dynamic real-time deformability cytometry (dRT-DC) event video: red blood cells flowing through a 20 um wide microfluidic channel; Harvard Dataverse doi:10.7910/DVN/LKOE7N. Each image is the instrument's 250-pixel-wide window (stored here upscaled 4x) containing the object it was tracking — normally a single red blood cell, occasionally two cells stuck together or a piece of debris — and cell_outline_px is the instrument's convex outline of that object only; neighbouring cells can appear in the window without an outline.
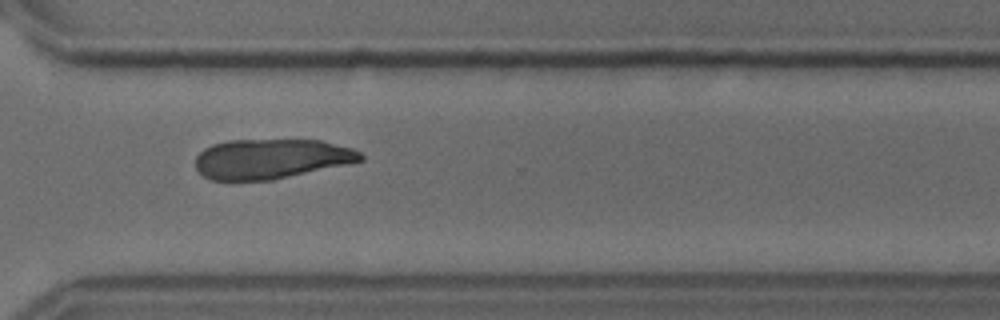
{"species": "common noctule bat (a hibernating species)", "species_latin": "Nyctalus noctula", "temperature_condition": "cold", "stored_images_in_passage": 29, "camera_frame_rate_fps": 3000, "um_per_image_px": 0.085, "animal": {"sex": "male", "body_mass_g": 18.8}, "frame": {"image": 1, "passage_image": 23, "time_ms": 7.333, "image_size_px": [1000, 320], "cell_outline_px": [[364, 160], [348, 164], [272, 180], [208, 180], [196, 168], [196, 156], [204, 148], [212, 144], [228, 140], [320, 140], [352, 148], [360, 152], [364, 156]], "centroid_in_image_um": [23.04, 13.5], "position_along_channel_um": 347.6, "area_um2": 38.38}}